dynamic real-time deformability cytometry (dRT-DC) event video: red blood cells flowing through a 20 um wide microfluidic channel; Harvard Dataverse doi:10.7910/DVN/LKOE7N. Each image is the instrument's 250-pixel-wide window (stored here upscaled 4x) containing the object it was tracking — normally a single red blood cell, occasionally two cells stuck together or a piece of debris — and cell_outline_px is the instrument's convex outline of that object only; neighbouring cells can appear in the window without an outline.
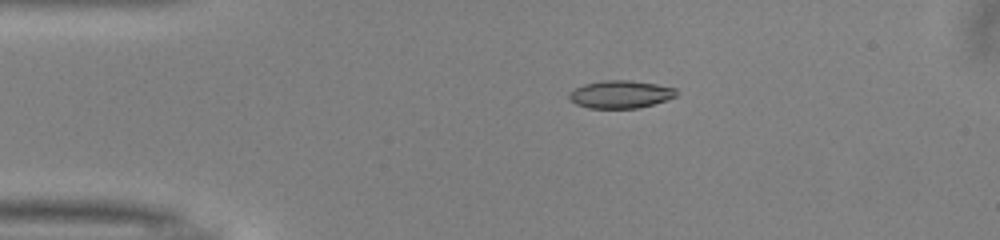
{"species": "common noctule bat (a hibernating species)", "species_latin": "Nyctalus noctula", "temperature_condition": "warm", "stored_images_in_passage": 41, "camera_frame_rate_fps": 3000, "um_per_image_px": 0.085, "animal": {"sex": "male", "body_mass_g": 13.0, "forearm_length_mm": 53.1}, "frame": {"image": 1, "passage_image": 1, "time_ms": 0.0, "image_size_px": [1000, 240], "cell_outline_px": [[676, 96], [668, 100], [640, 108], [588, 108], [576, 104], [568, 96], [576, 88], [584, 84], [604, 80], [628, 80], [656, 84], [676, 88]], "centroid_in_image_um": [52.78, 8.02], "position_along_channel_um": 32.2, "area_um2": 17.22}}
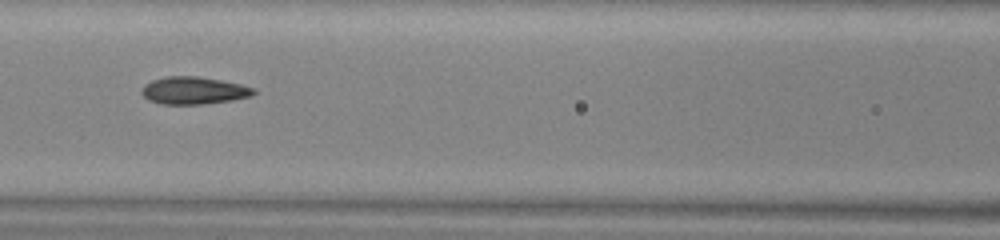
{"frame": {"image": 2, "passage_image": 13, "time_ms": 4.0, "image_size_px": [1000, 240], "cell_outline_px": [[256, 92], [252, 96], [232, 100], [200, 104], [164, 104], [148, 100], [140, 92], [144, 84], [152, 80], [164, 76], [196, 76], [220, 80], [240, 84], [252, 88]], "centroid_in_image_um": [16.43, 7.69], "position_along_channel_um": 150.2, "area_um2": 17.8}}
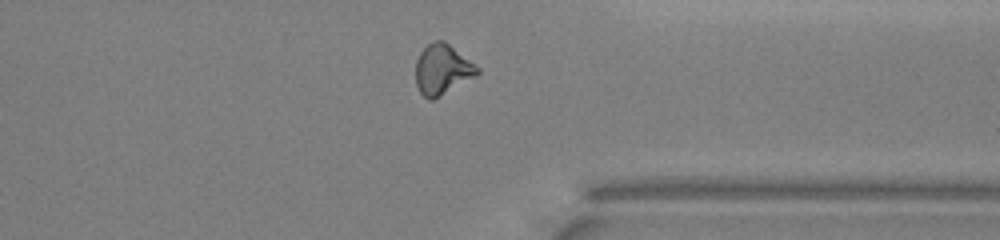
{"frame": {"image": 3, "passage_image": 30, "time_ms": 9.667, "image_size_px": [1000, 240], "cell_outline_px": [[480, 72], [476, 76], [432, 100], [428, 100], [420, 92], [416, 84], [416, 60], [420, 52], [428, 44], [436, 40], [444, 40], [480, 68]], "centroid_in_image_um": [37.59, 5.9], "position_along_channel_um": 373.8, "area_um2": 17.92}, "authors_computed_cell_mechanics": {"area_um2": 17.5712, "velocity_mm_per_s": 4.0375, "shape_relaxation_time_tau1_ms": 5.4347, "shape_relaxation_time_tau2_ms": 2.3152, "deformation_change_tau1": 0.1799, "deformation_change_tau2": 0.0685}}